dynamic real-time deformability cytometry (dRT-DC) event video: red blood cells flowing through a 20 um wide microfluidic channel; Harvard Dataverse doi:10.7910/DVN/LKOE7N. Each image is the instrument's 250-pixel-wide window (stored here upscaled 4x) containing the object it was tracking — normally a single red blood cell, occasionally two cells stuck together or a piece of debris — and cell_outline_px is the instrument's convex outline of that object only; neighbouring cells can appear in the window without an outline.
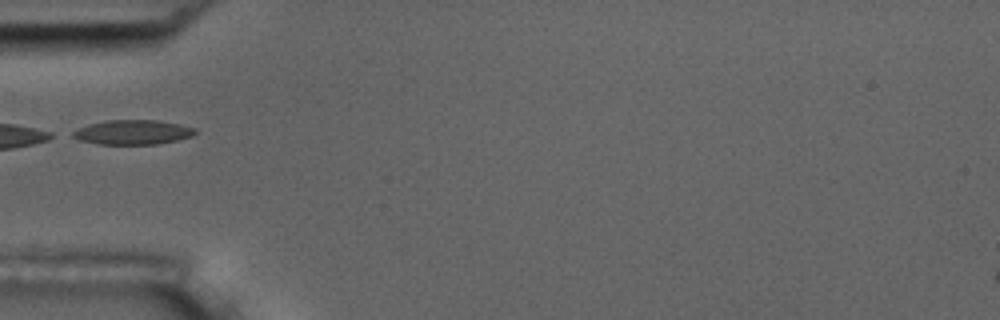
{"species": "common noctule bat (a hibernating species)", "species_latin": "Nyctalus noctula", "temperature_condition": "room temperature", "stored_images_in_passage": 7, "camera_frame_rate_fps": 3000, "um_per_image_px": 0.085, "animal": {"sex": "male", "body_mass_g": 17.5, "forearm_length_mm": 52.3}, "frame": {"image": 1, "passage_image": 5, "time_ms": 4.667, "image_size_px": [1000, 320], "cell_outline_px": [[196, 132], [192, 136], [160, 144], [100, 144], [76, 140], [68, 136], [72, 132], [88, 124], [104, 120], [160, 120], [180, 124], [196, 128]], "centroid_in_image_um": [11.25, 11.24], "position_along_channel_um": 73.8, "area_um2": 17.74}}